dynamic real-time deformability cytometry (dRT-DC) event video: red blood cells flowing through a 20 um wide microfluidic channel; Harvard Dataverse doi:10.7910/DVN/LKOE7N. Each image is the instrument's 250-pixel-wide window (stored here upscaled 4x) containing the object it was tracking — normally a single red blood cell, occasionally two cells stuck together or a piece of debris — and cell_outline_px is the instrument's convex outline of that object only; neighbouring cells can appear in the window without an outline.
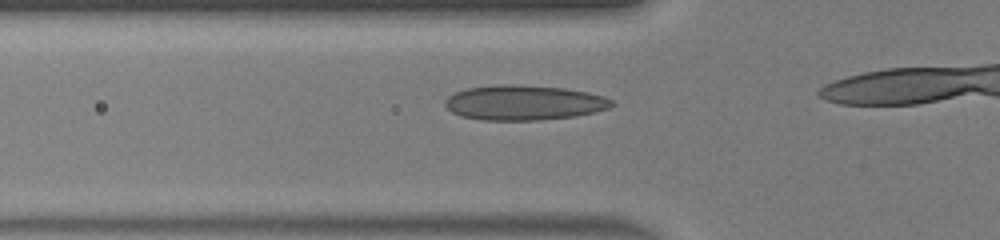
{"species": "human", "species_latin": "Homo sapiens", "temperature_condition": "warm", "stored_images_in_passage": 12, "camera_frame_rate_fps": 3000, "um_per_image_px": 0.085, "donor": {"sex": "male"}, "frame": {"image": 1, "passage_image": 7, "time_ms": 2.0, "image_size_px": [1000, 240], "cell_outline_px": [[616, 104], [608, 108], [576, 116], [540, 120], [484, 120], [460, 116], [452, 112], [444, 104], [444, 100], [448, 96], [456, 92], [468, 88], [496, 84], [520, 84], [564, 88], [588, 92], [604, 96], [612, 100]], "centroid_in_image_um": [44.53, 8.72], "position_along_channel_um": 81.3, "area_um2": 34.1}}
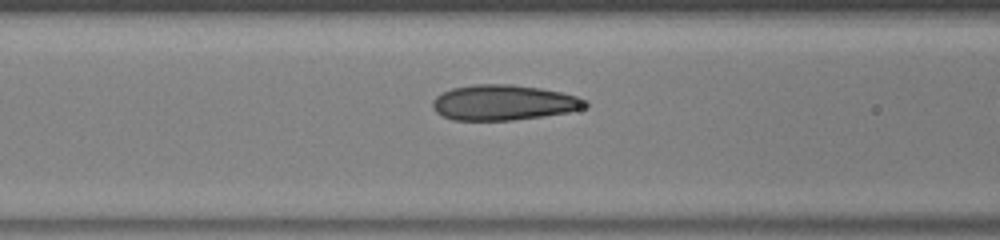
{"frame": {"image": 2, "passage_image": 10, "time_ms": 3.0, "image_size_px": [1000, 240], "cell_outline_px": [[588, 108], [568, 112], [544, 116], [512, 120], [452, 120], [436, 112], [432, 108], [432, 100], [436, 96], [452, 88], [476, 84], [512, 84], [540, 88], [560, 92], [576, 96], [588, 100]], "centroid_in_image_um": [42.83, 8.72], "position_along_channel_um": 123.8, "area_um2": 31.56}}